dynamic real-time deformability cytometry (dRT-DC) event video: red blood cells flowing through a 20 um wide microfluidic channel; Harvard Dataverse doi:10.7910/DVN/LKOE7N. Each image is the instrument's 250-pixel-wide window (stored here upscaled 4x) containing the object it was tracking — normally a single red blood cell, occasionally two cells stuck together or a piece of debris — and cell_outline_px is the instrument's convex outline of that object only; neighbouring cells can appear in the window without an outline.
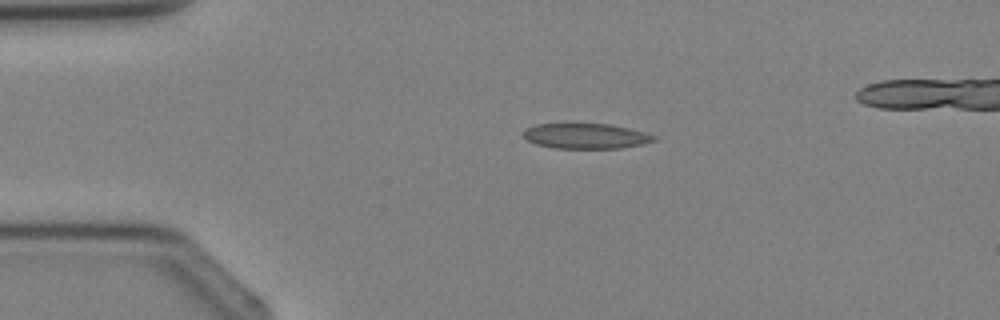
{"species": "Egyptian fruit bat (a non-hibernating species)", "species_latin": "Rousettus aegyptiacus", "temperature_condition": "cold", "stored_images_in_passage": 3, "camera_frame_rate_fps": 3000, "um_per_image_px": 0.085, "animal": {"sex": "female"}, "frame": {"image": 1, "passage_image": 2, "time_ms": 2.0, "image_size_px": [1000, 320], "cell_outline_px": [[656, 140], [640, 144], [620, 148], [552, 148], [536, 144], [528, 140], [520, 132], [536, 124], [564, 120], [576, 120], [608, 124], [628, 128], [644, 132], [656, 136]], "centroid_in_image_um": [49.69, 11.49], "position_along_channel_um": 35.3, "area_um2": 20.23}}
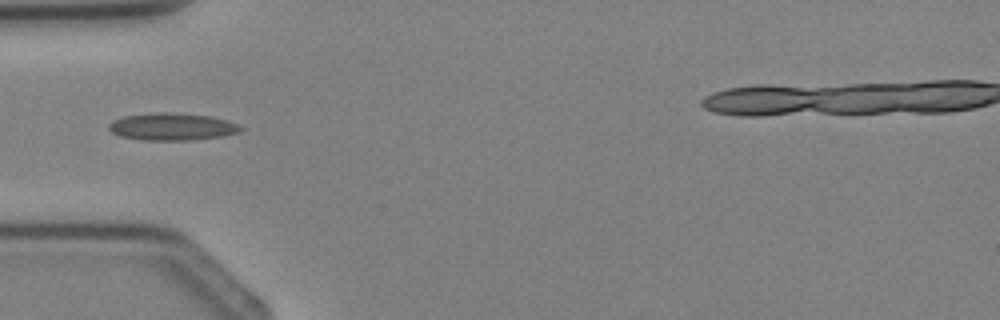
{"frame": {"image": 2, "passage_image": 3, "time_ms": 3.333, "image_size_px": [1000, 320], "cell_outline_px": [[244, 128], [240, 132], [224, 136], [192, 140], [140, 140], [120, 136], [112, 132], [108, 128], [108, 124], [112, 120], [124, 116], [156, 112], [176, 112], [208, 116], [228, 120]], "centroid_in_image_um": [14.62, 10.77], "position_along_channel_um": 70.4, "area_um2": 21.15}}